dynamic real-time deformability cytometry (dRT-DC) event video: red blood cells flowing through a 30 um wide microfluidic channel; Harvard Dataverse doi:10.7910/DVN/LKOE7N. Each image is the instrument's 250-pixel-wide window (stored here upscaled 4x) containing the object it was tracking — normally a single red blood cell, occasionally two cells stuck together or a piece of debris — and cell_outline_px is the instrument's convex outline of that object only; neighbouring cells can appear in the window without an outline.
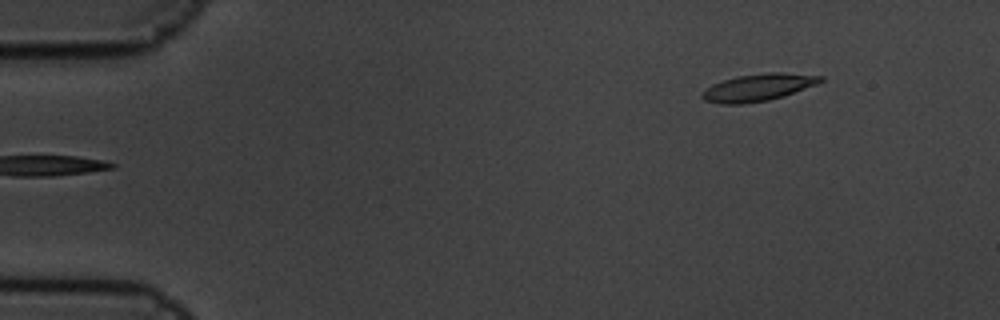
{"species": "common noctule bat (a hibernating species)", "species_latin": "Nyctalus noctula", "temperature_condition": "cold", "stored_images_in_passage": 4, "camera_frame_rate_fps": 3000, "um_per_image_px": 0.085, "animal": {"sex": "male", "body_mass_g": 19.5, "forearm_length_mm": 54.6}, "frame": {"image": 1, "passage_image": 4, "time_ms": 1.0, "image_size_px": [1000, 320], "cell_outline_px": [[824, 80], [816, 84], [784, 96], [768, 100], [744, 104], [720, 104], [704, 100], [700, 96], [712, 84], [736, 76], [768, 72], [780, 72], [824, 76]], "centroid_in_image_um": [64.45, 7.43], "position_along_channel_um": 20.6, "area_um2": 18.67}}